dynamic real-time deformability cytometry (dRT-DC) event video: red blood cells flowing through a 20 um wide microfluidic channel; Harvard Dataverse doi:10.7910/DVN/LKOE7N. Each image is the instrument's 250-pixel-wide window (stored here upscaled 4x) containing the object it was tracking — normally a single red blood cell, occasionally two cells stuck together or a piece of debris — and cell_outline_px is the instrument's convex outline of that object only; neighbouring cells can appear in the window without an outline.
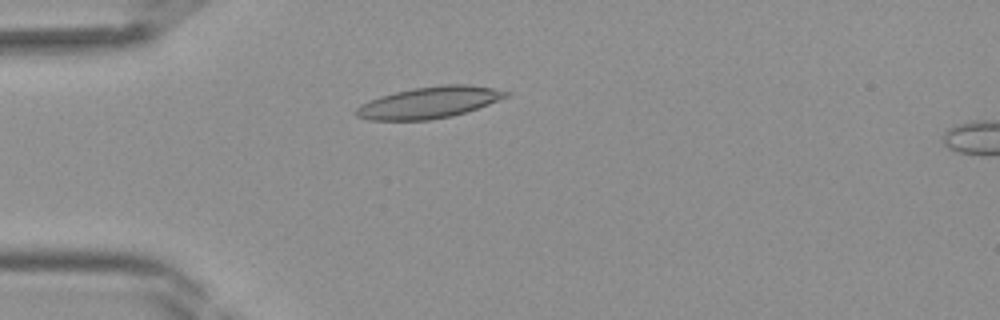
{"species": "Egyptian fruit bat (a non-hibernating species)", "species_latin": "Rousettus aegyptiacus", "temperature_condition": "room temperature", "stored_images_in_passage": 41, "camera_frame_rate_fps": 3000, "um_per_image_px": 0.085, "frame": {"image": 1, "passage_image": 11, "time_ms": 3.333, "image_size_px": [1000, 320], "cell_outline_px": [[512, 92], [508, 96], [488, 104], [452, 116], [428, 120], [372, 120], [356, 116], [356, 108], [360, 104], [368, 100], [380, 96], [396, 92], [416, 88], [440, 84], [468, 84], [492, 88]], "centroid_in_image_um": [36.47, 8.7], "position_along_channel_um": 48.5, "area_um2": 27.28}}
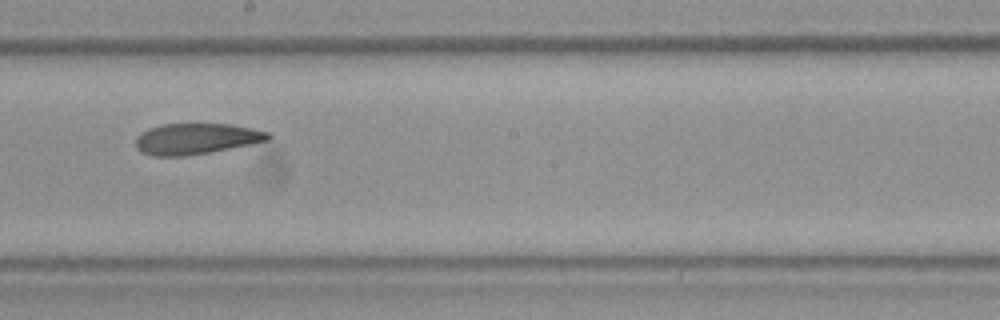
{"frame": {"image": 2, "passage_image": 23, "time_ms": 7.333, "image_size_px": [1000, 320], "cell_outline_px": [[272, 140], [208, 152], [184, 156], [152, 156], [140, 152], [136, 148], [136, 136], [140, 132], [148, 128], [160, 124], [228, 124], [252, 128], [268, 132], [272, 136]], "centroid_in_image_um": [16.64, 11.79], "position_along_channel_um": 231.6, "area_um2": 23.99}}
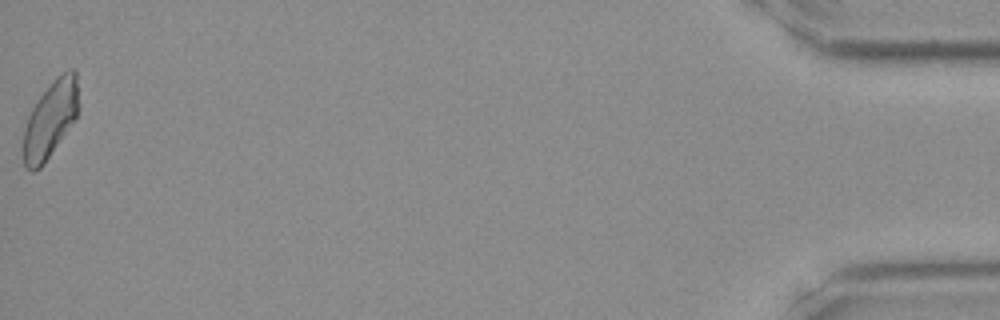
{"frame": {"image": 3, "passage_image": 41, "time_ms": 13.333, "image_size_px": [1000, 320], "cell_outline_px": [[80, 104], [76, 116], [44, 164], [40, 168], [32, 172], [24, 164], [24, 128], [28, 116], [32, 108], [40, 96], [52, 80], [56, 76], [72, 68], [76, 68]], "centroid_in_image_um": [4.31, 10.09], "position_along_channel_um": 430.9, "area_um2": 24.57}}